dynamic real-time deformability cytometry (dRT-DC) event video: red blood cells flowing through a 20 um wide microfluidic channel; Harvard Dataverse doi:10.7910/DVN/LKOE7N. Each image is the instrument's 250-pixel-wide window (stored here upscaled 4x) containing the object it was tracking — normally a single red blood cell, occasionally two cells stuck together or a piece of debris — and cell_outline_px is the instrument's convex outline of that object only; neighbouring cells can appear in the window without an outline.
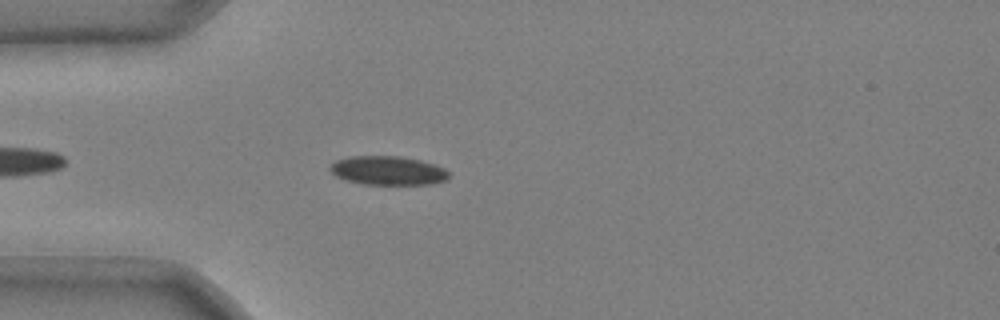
{"species": "common noctule bat (a hibernating species)", "species_latin": "Nyctalus noctula", "temperature_condition": "cold", "stored_images_in_passage": 43, "camera_frame_rate_fps": 3000, "um_per_image_px": 0.085, "animal": {"sex": "male", "body_mass_g": 20.4}, "frame": {"image": 1, "passage_image": 6, "time_ms": 1.667, "image_size_px": [1000, 320], "cell_outline_px": [[448, 180], [432, 184], [360, 184], [336, 176], [328, 168], [336, 160], [348, 156], [400, 156], [420, 160], [436, 164], [444, 168], [448, 172]], "centroid_in_image_um": [32.99, 14.49], "position_along_channel_um": 52.0, "area_um2": 20.06}}
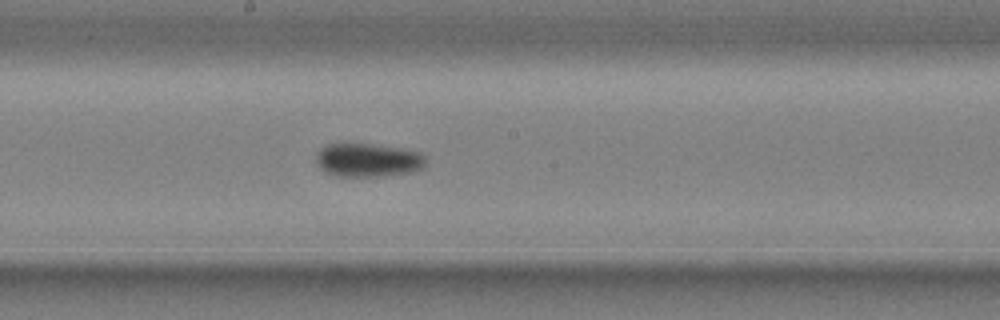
{"frame": {"image": 2, "passage_image": 20, "time_ms": 6.333, "image_size_px": [1000, 320], "cell_outline_px": [[424, 168], [412, 172], [384, 176], [336, 176], [320, 168], [316, 160], [316, 152], [320, 148], [328, 144], [348, 140], [404, 148], [420, 152], [424, 156]], "centroid_in_image_um": [31.25, 13.55], "position_along_channel_um": 217.0, "area_um2": 22.25}}
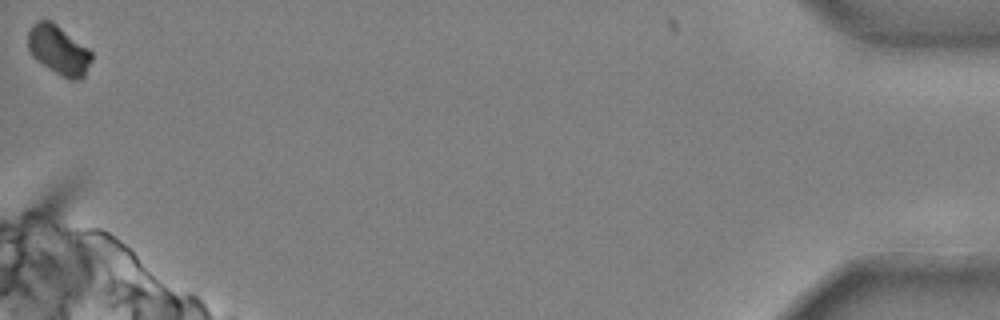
{"frame": {"image": 3, "passage_image": 43, "time_ms": 14.0, "image_size_px": [1000, 320], "cell_outline_px": [[92, 60], [84, 76], [80, 80], [68, 80], [48, 68], [36, 60], [32, 56], [28, 48], [28, 32], [32, 24], [36, 20], [52, 20], [88, 48], [92, 52]], "centroid_in_image_um": [4.98, 4.25], "position_along_channel_um": 430.2, "area_um2": 18.5}, "authors_computed_cell_mechanics": {"area_um2": 20.519, "velocity_mm_per_s": 3.7094, "shape_relaxation_time_tau1_ms": 4.2296, "shape_relaxation_time_tau2_ms": null, "deformation_change_tau1": 0.1059, "deformation_change_tau2": null}}